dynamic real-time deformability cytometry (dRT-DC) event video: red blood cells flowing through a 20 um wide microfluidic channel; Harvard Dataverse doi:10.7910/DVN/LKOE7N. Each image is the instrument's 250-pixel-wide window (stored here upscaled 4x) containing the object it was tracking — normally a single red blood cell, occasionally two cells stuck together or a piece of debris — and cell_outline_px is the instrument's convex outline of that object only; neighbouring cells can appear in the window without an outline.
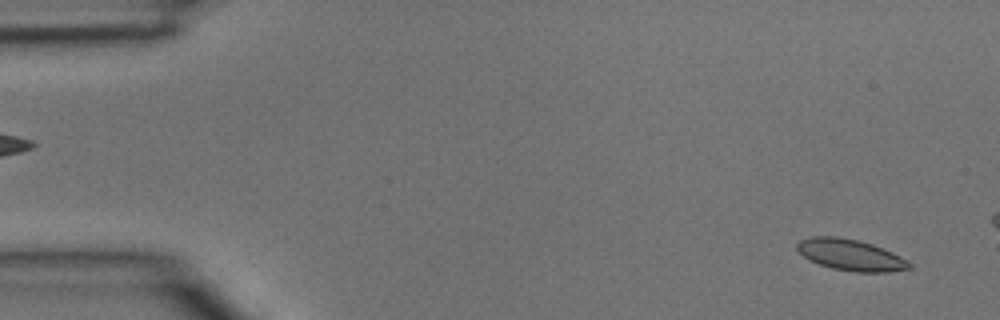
{"species": "common noctule bat (a hibernating species)", "species_latin": "Nyctalus noctula", "temperature_condition": "room temperature", "stored_images_in_passage": 4, "segment_of_instrument_passage": [2, 2], "camera_frame_rate_fps": 3000, "um_per_image_px": 0.085, "animal": {"sex": "male", "body_mass_g": 15.6}, "frame": {"image": 1, "passage_image": 4, "time_ms": 1.0, "image_size_px": [1000, 320], "cell_outline_px": [[912, 268], [888, 272], [856, 272], [832, 268], [820, 264], [804, 256], [796, 248], [796, 244], [800, 240], [812, 236], [836, 236], [860, 240], [884, 248], [900, 256], [912, 264]], "centroid_in_image_um": [72.32, 21.66], "position_along_channel_um": 12.7, "area_um2": 20.4}}